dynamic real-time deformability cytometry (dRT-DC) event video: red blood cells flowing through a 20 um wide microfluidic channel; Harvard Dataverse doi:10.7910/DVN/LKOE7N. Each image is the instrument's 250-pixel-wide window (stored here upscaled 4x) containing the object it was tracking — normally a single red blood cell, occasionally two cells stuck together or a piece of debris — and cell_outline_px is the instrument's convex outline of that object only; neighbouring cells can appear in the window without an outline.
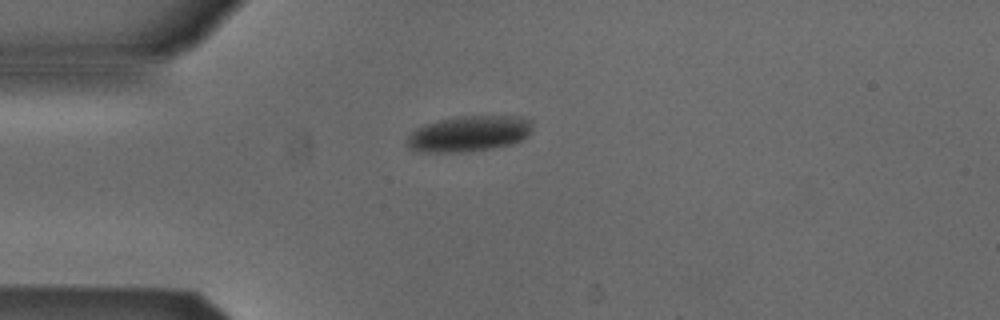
{"species": "Egyptian fruit bat (a non-hibernating species)", "species_latin": "Rousettus aegyptiacus", "temperature_condition": "cold", "stored_images_in_passage": 41, "camera_frame_rate_fps": 3000, "um_per_image_px": 0.085, "animal": {"sex": "male"}, "frame": {"image": 1, "passage_image": 1, "time_ms": 0.0, "image_size_px": [1000, 320], "cell_outline_px": [[532, 132], [528, 136], [512, 144], [488, 148], [460, 152], [424, 152], [408, 148], [404, 144], [408, 136], [416, 128], [424, 124], [440, 120], [460, 116], [520, 116], [532, 120]], "centroid_in_image_um": [39.86, 11.35], "position_along_channel_um": 45.1, "area_um2": 26.18}}
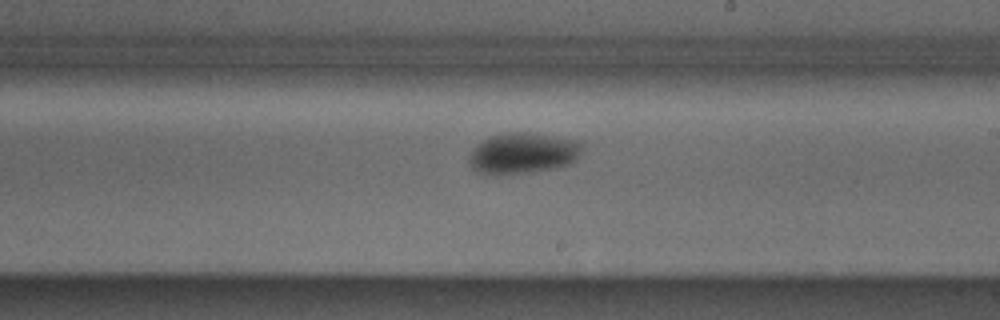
{"frame": {"image": 2, "passage_image": 18, "time_ms": 5.667, "image_size_px": [1000, 320], "cell_outline_px": [[584, 144], [580, 156], [576, 160], [568, 164], [552, 168], [528, 172], [496, 176], [488, 176], [472, 168], [472, 152], [476, 144], [492, 136], [504, 132], [524, 132], [580, 140]], "centroid_in_image_um": [44.49, 13.02], "position_along_channel_um": 244.5, "area_um2": 26.93}}
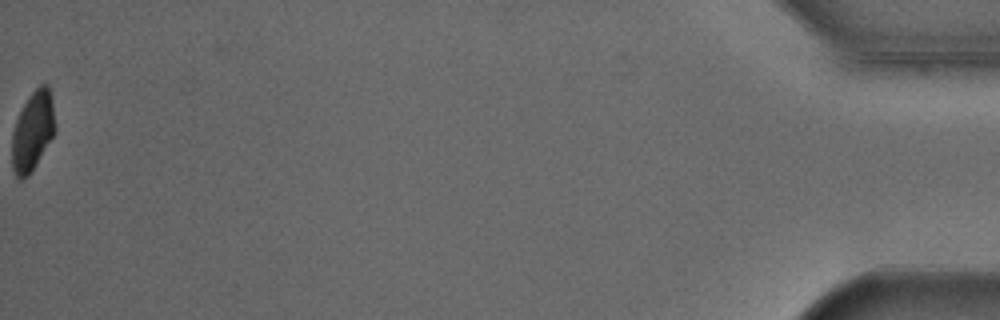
{"frame": {"image": 3, "passage_image": 41, "time_ms": 13.333, "image_size_px": [1000, 320], "cell_outline_px": [[56, 132], [28, 176], [24, 180], [20, 180], [16, 176], [12, 168], [12, 132], [16, 120], [28, 96], [40, 84], [48, 84], [52, 96], [56, 128]], "centroid_in_image_um": [2.79, 11.13], "position_along_channel_um": 432.4, "area_um2": 20.11}, "authors_computed_cell_mechanics": {"area_um2": 25.8366, "velocity_mm_per_s": 3.8385, "shape_relaxation_time_tau1_ms": 4.3757, "shape_relaxation_time_tau2_ms": null, "deformation_change_tau1": 0.1154, "deformation_change_tau2": null}}